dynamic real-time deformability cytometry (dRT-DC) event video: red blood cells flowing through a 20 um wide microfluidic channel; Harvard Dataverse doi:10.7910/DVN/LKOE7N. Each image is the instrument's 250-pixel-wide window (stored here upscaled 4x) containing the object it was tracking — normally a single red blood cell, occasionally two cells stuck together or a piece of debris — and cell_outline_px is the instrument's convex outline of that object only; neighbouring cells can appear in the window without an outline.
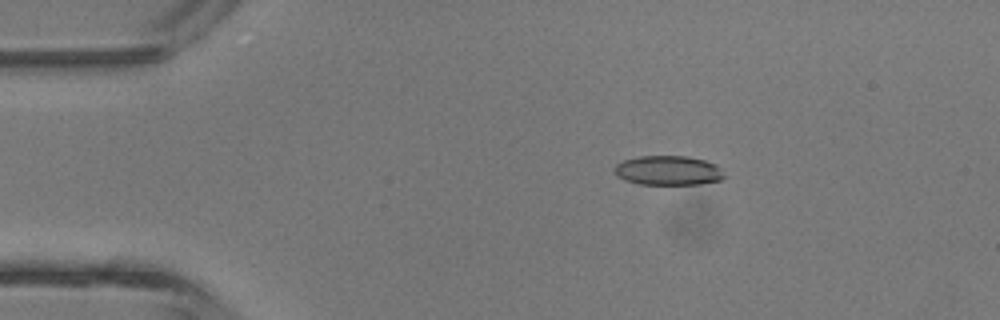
{"species": "common noctule bat (a hibernating species)", "species_latin": "Nyctalus noctula", "temperature_condition": "room temperature", "stored_images_in_passage": 43, "camera_frame_rate_fps": 3000, "um_per_image_px": 0.085, "animal": {"sex": "male", "body_mass_g": 13.3}, "frame": {"image": 1, "passage_image": 7, "time_ms": 2.0, "image_size_px": [1000, 320], "cell_outline_px": [[724, 176], [720, 180], [700, 184], [640, 184], [624, 180], [616, 176], [612, 168], [616, 164], [624, 160], [640, 156], [688, 156], [704, 160], [716, 164], [720, 168]], "centroid_in_image_um": [56.76, 14.49], "position_along_channel_um": 28.2, "area_um2": 18.9}}
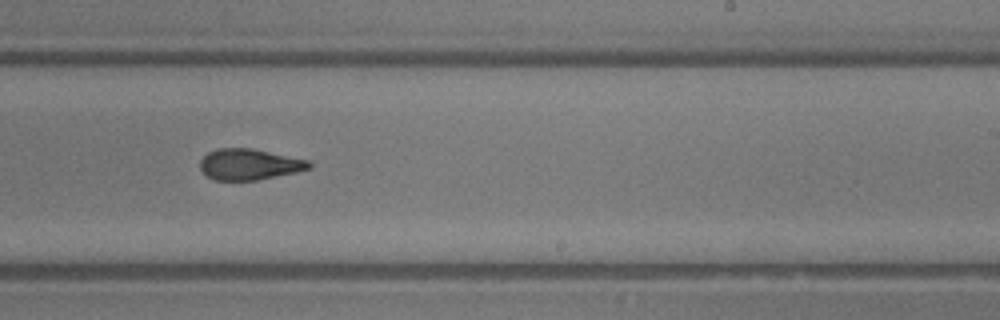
{"frame": {"image": 2, "passage_image": 26, "time_ms": 8.333, "image_size_px": [1000, 320], "cell_outline_px": [[312, 168], [296, 172], [256, 180], [212, 180], [200, 168], [200, 160], [208, 152], [216, 148], [252, 148], [308, 160], [312, 164]], "centroid_in_image_um": [21.18, 13.96], "position_along_channel_um": 267.8, "area_um2": 19.65}}
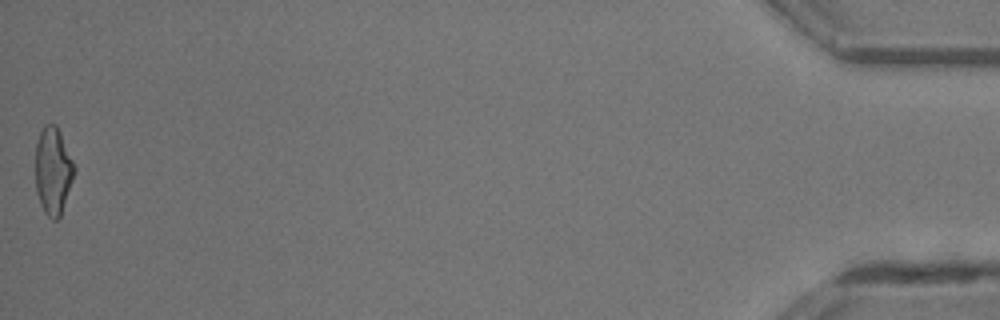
{"frame": {"image": 3, "passage_image": 43, "time_ms": 14.0, "image_size_px": [1000, 320], "cell_outline_px": [[76, 168], [60, 216], [56, 220], [52, 220], [44, 212], [40, 204], [36, 192], [36, 144], [40, 132], [44, 124], [56, 124], [60, 132]], "centroid_in_image_um": [4.5, 14.52], "position_along_channel_um": 430.7, "area_um2": 19.59}, "authors_computed_cell_mechanics": {"area_um2": 19.9988, "velocity_mm_per_s": 4.7167, "shape_relaxation_time_tau1_ms": 10.2606, "shape_relaxation_time_tau2_ms": 1.8871, "deformation_change_tau1": 0.283, "deformation_change_tau2": 0.1011}}